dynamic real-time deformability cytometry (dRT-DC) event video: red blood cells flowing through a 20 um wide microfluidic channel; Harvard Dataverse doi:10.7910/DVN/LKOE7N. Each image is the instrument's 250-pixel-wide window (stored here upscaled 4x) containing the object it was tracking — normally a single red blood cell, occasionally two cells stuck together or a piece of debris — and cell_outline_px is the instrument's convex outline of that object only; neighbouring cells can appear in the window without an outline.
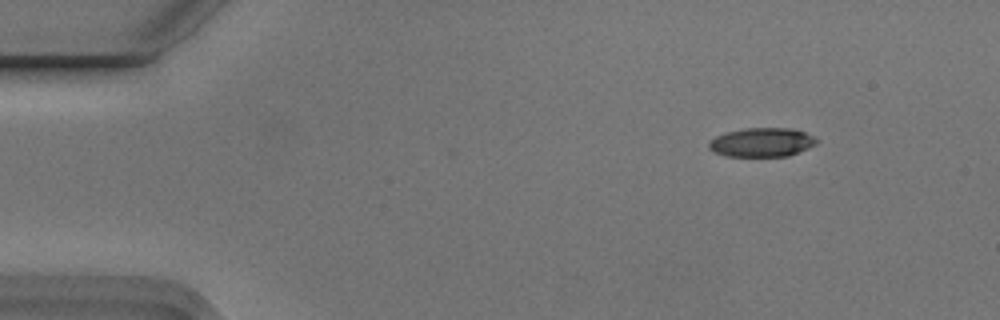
{"species": "Egyptian fruit bat (a non-hibernating species)", "species_latin": "Rousettus aegyptiacus", "temperature_condition": "cold", "stored_images_in_passage": 3, "camera_frame_rate_fps": 3000, "um_per_image_px": 0.085, "animal": {"sex": "male"}, "frame": {"image": 1, "passage_image": 1, "time_ms": 0.0, "image_size_px": [1000, 320], "cell_outline_px": [[820, 140], [816, 144], [808, 148], [788, 156], [724, 156], [712, 152], [708, 148], [708, 140], [724, 132], [744, 128], [792, 128], [804, 132]], "centroid_in_image_um": [64.71, 12.09], "position_along_channel_um": 20.3, "area_um2": 18.44}}